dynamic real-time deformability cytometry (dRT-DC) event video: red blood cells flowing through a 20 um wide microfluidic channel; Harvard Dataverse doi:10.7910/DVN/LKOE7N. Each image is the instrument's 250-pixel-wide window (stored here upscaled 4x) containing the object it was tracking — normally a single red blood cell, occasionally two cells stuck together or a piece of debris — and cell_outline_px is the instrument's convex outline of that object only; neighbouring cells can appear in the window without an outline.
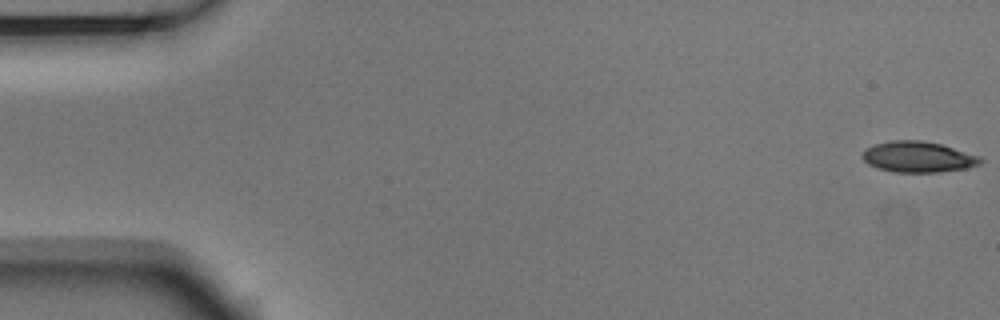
{"species": "Egyptian fruit bat (a non-hibernating species)", "species_latin": "Rousettus aegyptiacus", "temperature_condition": "room temperature", "stored_images_in_passage": 5, "camera_frame_rate_fps": 3000, "um_per_image_px": 0.085, "animal": {"sex": "male"}, "frame": {"image": 1, "passage_image": 1, "time_ms": 0.0, "image_size_px": [1000, 320], "cell_outline_px": [[984, 160], [980, 164], [964, 168], [940, 172], [892, 172], [876, 168], [868, 164], [860, 156], [864, 148], [872, 144], [888, 140], [920, 140], [940, 144], [980, 156]], "centroid_in_image_um": [77.96, 13.33], "position_along_channel_um": 7.0, "area_um2": 21.44}}
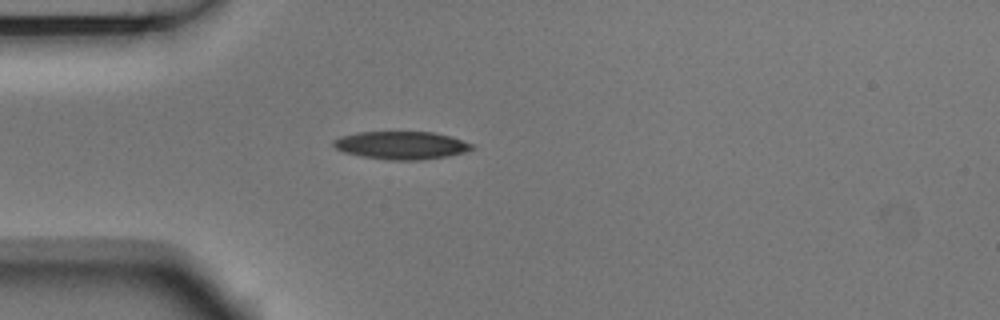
{"frame": {"image": 2, "passage_image": 5, "time_ms": 1.333, "image_size_px": [1000, 320], "cell_outline_px": [[476, 148], [464, 152], [448, 156], [416, 160], [388, 160], [360, 156], [344, 152], [336, 148], [332, 144], [332, 140], [340, 136], [356, 132], [432, 132], [452, 136], [472, 144]], "centroid_in_image_um": [34.09, 12.34], "position_along_channel_um": 50.9, "area_um2": 22.6}}